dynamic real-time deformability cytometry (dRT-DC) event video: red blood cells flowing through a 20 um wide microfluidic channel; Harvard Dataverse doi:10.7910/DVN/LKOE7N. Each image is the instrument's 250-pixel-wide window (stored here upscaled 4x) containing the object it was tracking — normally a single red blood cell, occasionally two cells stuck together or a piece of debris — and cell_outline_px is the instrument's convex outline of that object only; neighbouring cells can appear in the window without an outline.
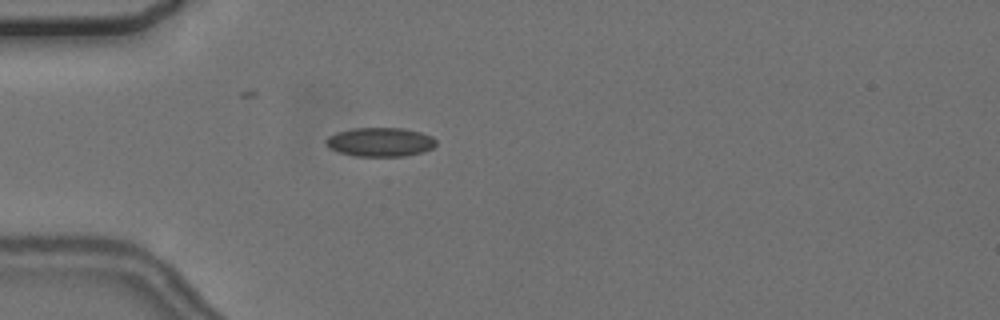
{"species": "common noctule bat (a hibernating species)", "species_latin": "Nyctalus noctula", "temperature_condition": "cold", "stored_images_in_passage": 4, "camera_frame_rate_fps": 3000, "um_per_image_px": 0.085, "animal": {"sex": "female", "body_mass_g": 24.6, "forearm_length_mm": 56.2}, "frame": {"image": 1, "passage_image": 3, "time_ms": 2.333, "image_size_px": [1000, 320], "cell_outline_px": [[436, 144], [432, 148], [424, 152], [404, 156], [356, 156], [340, 152], [328, 148], [324, 144], [324, 140], [328, 136], [336, 132], [352, 128], [404, 128], [420, 132], [432, 136], [436, 140]], "centroid_in_image_um": [32.29, 12.07], "position_along_channel_um": 52.7, "area_um2": 18.79}}